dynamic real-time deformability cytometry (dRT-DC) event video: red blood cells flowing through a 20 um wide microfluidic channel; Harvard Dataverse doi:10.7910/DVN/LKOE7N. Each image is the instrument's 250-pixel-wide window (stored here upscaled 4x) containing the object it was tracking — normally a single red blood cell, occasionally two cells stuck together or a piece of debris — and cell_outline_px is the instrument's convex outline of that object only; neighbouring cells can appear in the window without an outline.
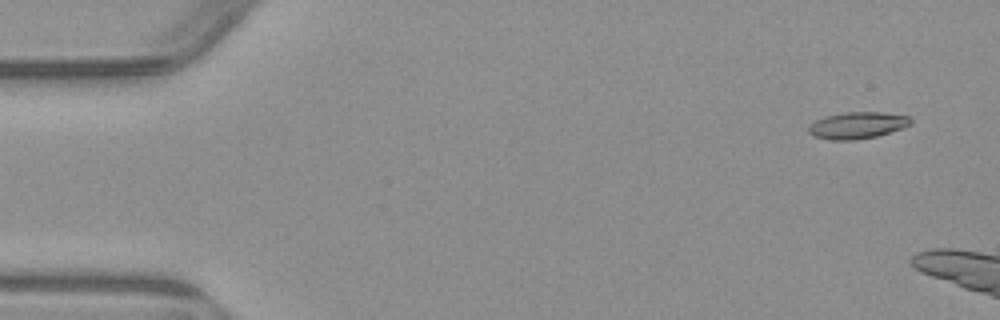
{"species": "common noctule bat (a hibernating species)", "species_latin": "Nyctalus noctula", "temperature_condition": "warm", "stored_images_in_passage": 4, "camera_frame_rate_fps": 3000, "um_per_image_px": 0.085, "animal": {"sex": "male", "body_mass_g": 23.1, "forearm_length_mm": 52.7}, "frame": {"image": 1, "passage_image": 1, "time_ms": 0.0, "image_size_px": [1000, 320], "cell_outline_px": [[912, 124], [876, 136], [856, 140], [828, 140], [812, 136], [808, 132], [808, 128], [816, 120], [824, 116], [848, 112], [880, 112], [908, 116], [912, 120]], "centroid_in_image_um": [72.84, 10.66], "position_along_channel_um": 12.2, "area_um2": 15.78}}